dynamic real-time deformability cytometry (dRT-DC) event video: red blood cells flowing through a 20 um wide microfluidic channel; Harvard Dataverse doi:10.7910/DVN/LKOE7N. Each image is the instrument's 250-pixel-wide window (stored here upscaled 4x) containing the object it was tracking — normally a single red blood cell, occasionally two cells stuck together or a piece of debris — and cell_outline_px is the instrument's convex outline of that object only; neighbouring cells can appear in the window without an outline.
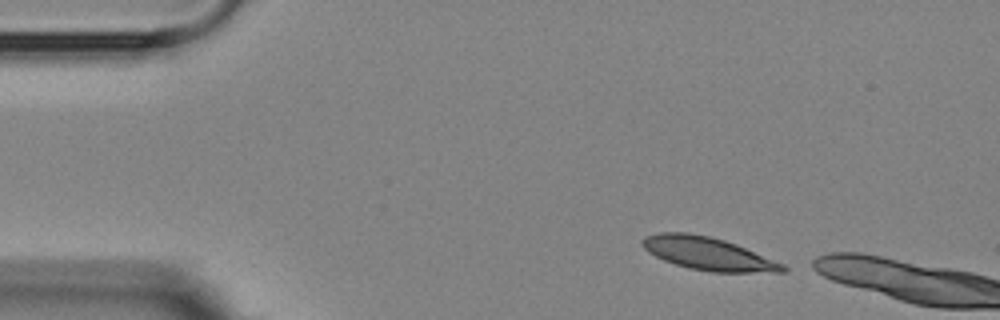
{"species": "Egyptian fruit bat (a non-hibernating species)", "species_latin": "Rousettus aegyptiacus", "temperature_condition": "room temperature", "stored_images_in_passage": 3, "camera_frame_rate_fps": 3000, "um_per_image_px": 0.085, "animal": {"sex": "female"}, "frame": {"image": 1, "passage_image": 1, "time_ms": 0.0, "image_size_px": [1000, 320], "cell_outline_px": [[788, 272], [712, 272], [688, 268], [664, 260], [648, 252], [640, 244], [640, 240], [644, 236], [656, 232], [688, 232], [708, 236], [724, 240], [736, 244], [784, 264], [788, 268]], "centroid_in_image_um": [60.15, 21.55], "position_along_channel_um": 24.8, "area_um2": 26.99}}